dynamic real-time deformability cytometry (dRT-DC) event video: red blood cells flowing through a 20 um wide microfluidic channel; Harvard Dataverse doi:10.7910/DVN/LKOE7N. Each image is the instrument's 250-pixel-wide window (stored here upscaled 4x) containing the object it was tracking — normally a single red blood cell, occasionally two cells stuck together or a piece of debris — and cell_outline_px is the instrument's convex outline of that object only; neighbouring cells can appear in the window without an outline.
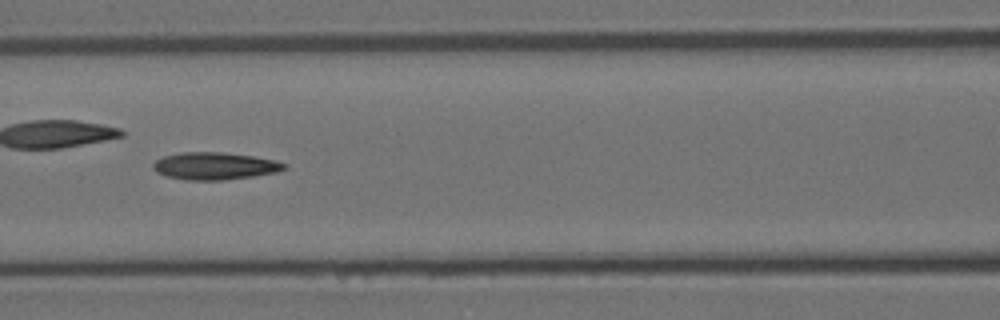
{"species": "Egyptian fruit bat (a non-hibernating species)", "species_latin": "Rousettus aegyptiacus", "temperature_condition": "room temperature", "stored_images_in_passage": 58, "camera_frame_rate_fps": 3000, "um_per_image_px": 0.085, "animal": {"sex": "female"}, "frame": {"image": 1, "passage_image": 25, "time_ms": 8.0, "image_size_px": [1000, 320], "cell_outline_px": [[288, 168], [276, 172], [252, 176], [224, 180], [188, 180], [168, 176], [156, 172], [152, 168], [152, 164], [156, 160], [164, 156], [180, 152], [224, 152], [252, 156], [272, 160], [288, 164]], "centroid_in_image_um": [18.24, 14.1], "position_along_channel_um": 148.4, "area_um2": 20.81}}